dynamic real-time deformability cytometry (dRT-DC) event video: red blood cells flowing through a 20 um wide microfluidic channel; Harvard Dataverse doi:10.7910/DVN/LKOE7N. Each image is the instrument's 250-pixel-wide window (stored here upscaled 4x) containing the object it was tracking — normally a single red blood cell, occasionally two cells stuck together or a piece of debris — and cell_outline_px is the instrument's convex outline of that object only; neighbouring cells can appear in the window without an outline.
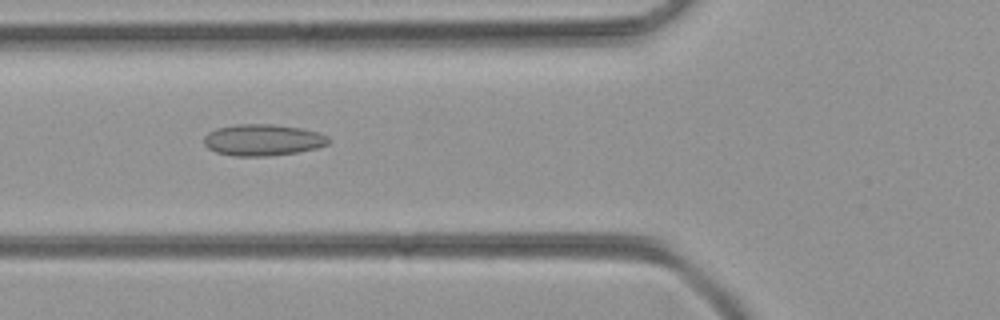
{"species": "common noctule bat (a hibernating species)", "species_latin": "Nyctalus noctula", "temperature_condition": "room temperature", "stored_images_in_passage": 50, "camera_frame_rate_fps": 3000, "um_per_image_px": 0.085, "animal": {"sex": "female", "body_mass_g": 21.9}, "frame": {"image": 1, "passage_image": 19, "time_ms": 6.0, "image_size_px": [1000, 320], "cell_outline_px": [[328, 144], [316, 148], [296, 152], [268, 156], [232, 156], [216, 152], [208, 148], [204, 144], [204, 136], [208, 132], [216, 128], [236, 124], [272, 124], [300, 128], [316, 132], [328, 136]], "centroid_in_image_um": [22.29, 11.89], "position_along_channel_um": 103.5, "area_um2": 22.77}}
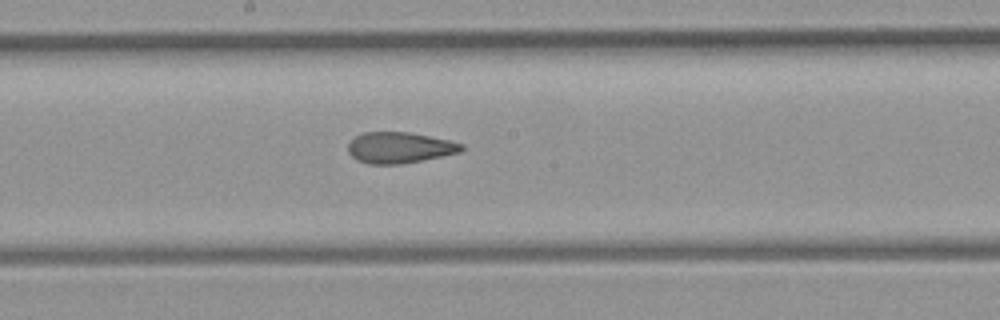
{"frame": {"image": 2, "passage_image": 27, "time_ms": 8.667, "image_size_px": [1000, 320], "cell_outline_px": [[464, 148], [460, 152], [400, 164], [368, 164], [356, 160], [348, 152], [348, 144], [356, 136], [364, 132], [408, 132], [448, 140], [464, 144]], "centroid_in_image_um": [33.93, 12.55], "position_along_channel_um": 214.3, "area_um2": 20.29}}
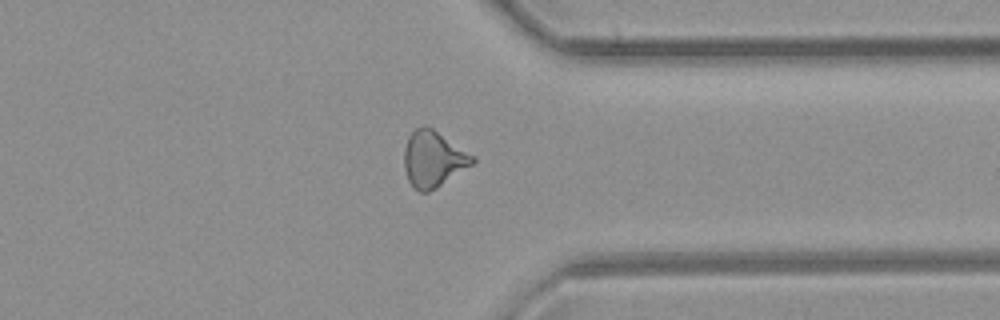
{"frame": {"image": 3, "passage_image": 39, "time_ms": 12.667, "image_size_px": [1000, 320], "cell_outline_px": [[476, 160], [472, 164], [436, 188], [428, 192], [420, 192], [408, 180], [404, 168], [404, 148], [408, 136], [416, 128], [424, 124], [432, 128], [476, 156]], "centroid_in_image_um": [36.82, 13.49], "position_along_channel_um": 374.6, "area_um2": 22.25}}